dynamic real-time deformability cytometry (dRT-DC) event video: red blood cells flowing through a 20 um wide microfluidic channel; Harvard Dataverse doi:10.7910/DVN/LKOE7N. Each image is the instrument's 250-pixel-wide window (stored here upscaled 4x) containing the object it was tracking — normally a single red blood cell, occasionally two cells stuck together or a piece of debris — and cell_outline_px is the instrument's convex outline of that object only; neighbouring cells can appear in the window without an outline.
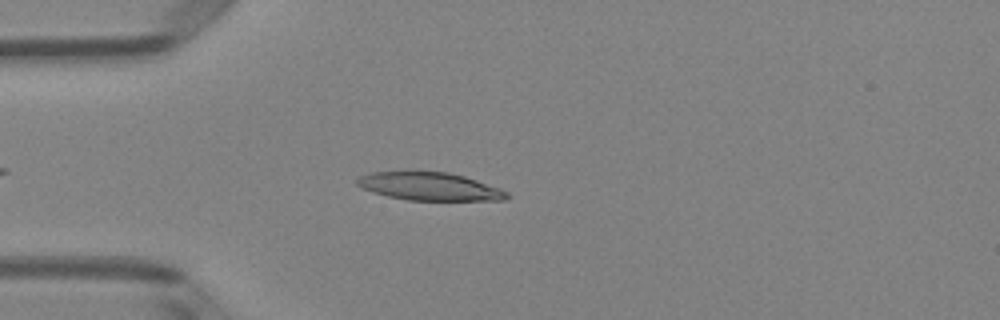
{"species": "Egyptian fruit bat (a non-hibernating species)", "species_latin": "Rousettus aegyptiacus", "temperature_condition": "room temperature", "stored_images_in_passage": 37, "camera_frame_rate_fps": 3000, "um_per_image_px": 0.085, "animal": {"sex": "female"}, "frame": {"image": 1, "passage_image": 7, "time_ms": 2.0, "image_size_px": [1000, 320], "cell_outline_px": [[512, 196], [504, 200], [408, 200], [388, 196], [372, 192], [356, 184], [356, 180], [360, 176], [372, 172], [408, 168], [412, 168], [448, 172], [464, 176], [500, 188], [508, 192]], "centroid_in_image_um": [36.47, 15.79], "position_along_channel_um": 48.5, "area_um2": 25.37}}
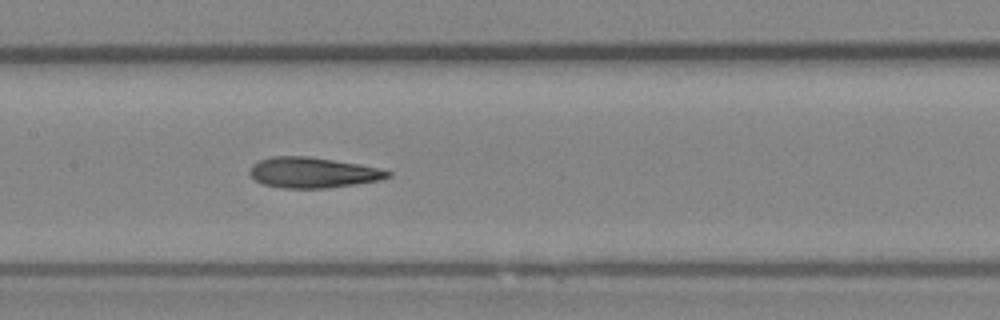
{"frame": {"image": 2, "passage_image": 18, "time_ms": 5.667, "image_size_px": [1000, 320], "cell_outline_px": [[392, 176], [380, 180], [356, 184], [324, 188], [284, 188], [264, 184], [256, 180], [248, 172], [252, 164], [260, 160], [272, 156], [308, 156], [360, 164], [380, 168], [392, 172]], "centroid_in_image_um": [26.61, 14.66], "position_along_channel_um": 180.8, "area_um2": 24.57}}
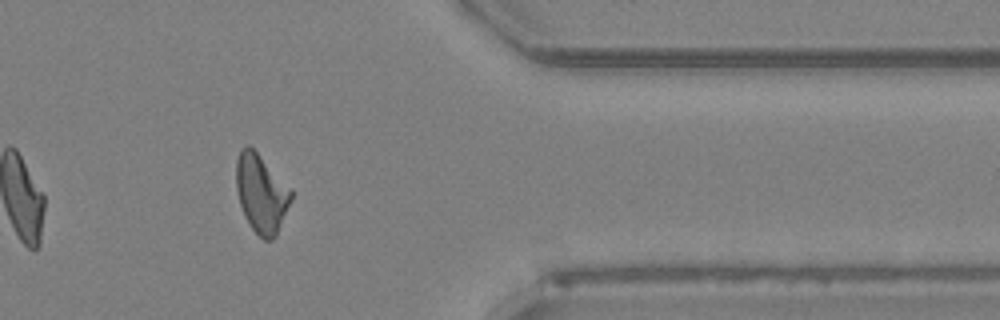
{"frame": {"image": 3, "passage_image": 35, "time_ms": 11.333, "image_size_px": [1000, 320], "cell_outline_px": [[292, 200], [276, 236], [272, 240], [264, 240], [248, 224], [244, 216], [240, 204], [236, 188], [236, 160], [240, 148], [244, 144], [248, 144], [292, 188]], "centroid_in_image_um": [22.21, 16.44], "position_along_channel_um": 389.2, "area_um2": 25.26}, "authors_computed_cell_mechanics": {"area_um2": 24.854, "velocity_mm_per_s": 3.9929, "shape_relaxation_time_tau1_ms": null, "shape_relaxation_time_tau2_ms": 2.1763, "deformation_change_tau1": null, "deformation_change_tau2": 0.1208}}